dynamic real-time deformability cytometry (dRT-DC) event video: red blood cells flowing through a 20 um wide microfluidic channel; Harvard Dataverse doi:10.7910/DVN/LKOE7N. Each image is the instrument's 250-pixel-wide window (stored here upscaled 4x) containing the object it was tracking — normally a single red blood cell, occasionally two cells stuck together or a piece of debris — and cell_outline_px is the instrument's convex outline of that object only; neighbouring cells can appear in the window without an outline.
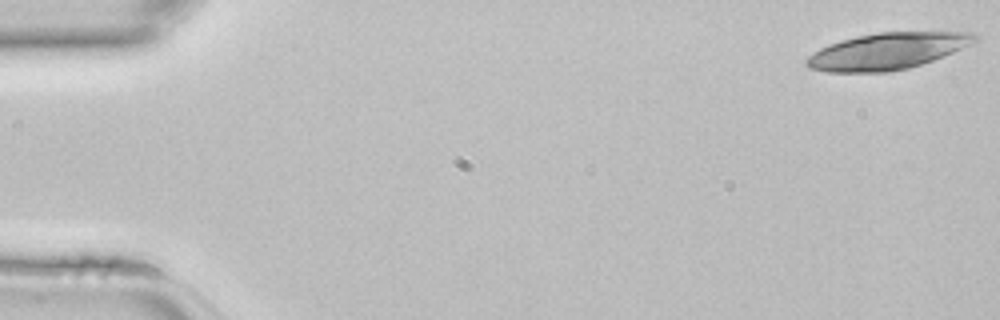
{"species": "common noctule bat (a hibernating species)", "species_latin": "Nyctalus noctula", "temperature_condition": "room temperature", "stored_images_in_passage": 33, "camera_frame_rate_fps": 3000, "um_per_image_px": 0.085, "animal": {"sex": "female", "body_mass_g": 22.7, "forearm_length_mm": 54.2}, "frame": {"image": 1, "passage_image": 1, "time_ms": 0.0, "image_size_px": [1000, 320], "cell_outline_px": [[980, 40], [952, 52], [932, 60], [908, 68], [888, 72], [828, 72], [808, 68], [804, 64], [804, 60], [808, 56], [820, 48], [828, 44], [840, 40], [856, 36], [876, 32], [972, 32], [980, 36]], "centroid_in_image_um": [75.39, 4.34], "position_along_channel_um": 9.6, "area_um2": 35.89}}